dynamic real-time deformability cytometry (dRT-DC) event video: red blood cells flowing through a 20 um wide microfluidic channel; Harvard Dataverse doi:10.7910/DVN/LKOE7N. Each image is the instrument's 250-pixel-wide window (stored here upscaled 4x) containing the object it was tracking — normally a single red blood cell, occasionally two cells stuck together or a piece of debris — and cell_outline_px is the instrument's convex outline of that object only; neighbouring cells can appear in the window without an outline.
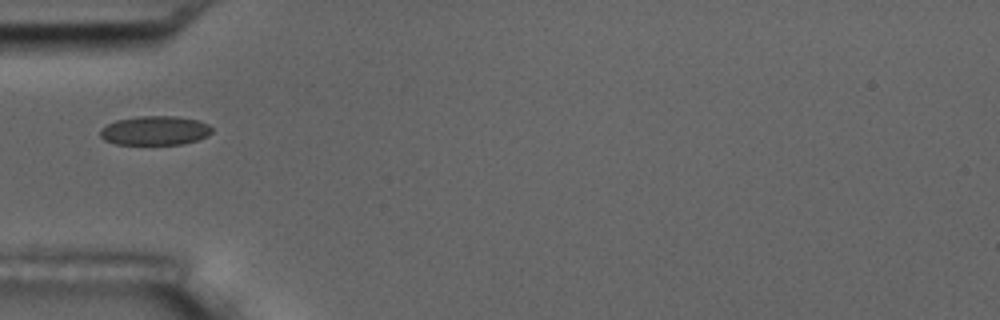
{"species": "common noctule bat (a hibernating species)", "species_latin": "Nyctalus noctula", "temperature_condition": "room temperature", "stored_images_in_passage": 6, "camera_frame_rate_fps": 3000, "um_per_image_px": 0.085, "animal": {"sex": "male", "body_mass_g": 17.5, "forearm_length_mm": 52.3}, "frame": {"image": 1, "passage_image": 1, "time_ms": 0.0, "image_size_px": [1000, 320], "cell_outline_px": [[212, 132], [208, 136], [196, 140], [180, 144], [116, 144], [104, 140], [100, 136], [100, 128], [116, 120], [140, 116], [176, 116], [196, 120], [208, 124], [212, 128]], "centroid_in_image_um": [13.16, 11.09], "position_along_channel_um": 71.8, "area_um2": 18.9}}
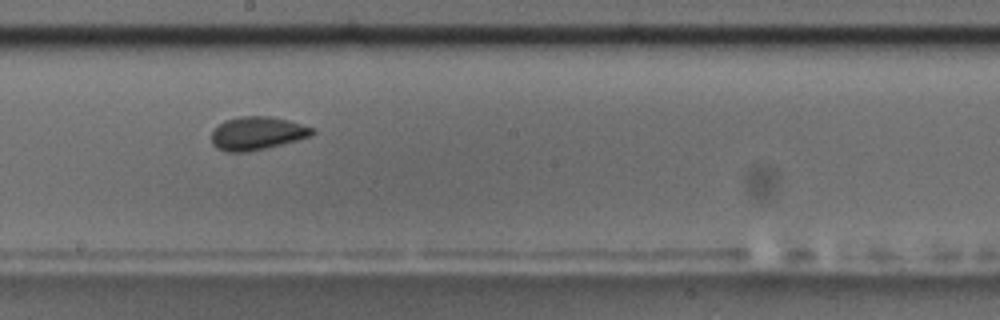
{"frame": {"image": 2, "passage_image": 5, "time_ms": 1.333, "image_size_px": [1000, 320], "cell_outline_px": [[316, 132], [312, 136], [248, 152], [228, 152], [216, 148], [212, 144], [212, 132], [224, 120], [240, 116], [268, 116], [288, 120], [312, 128]], "centroid_in_image_um": [21.83, 11.33], "position_along_channel_um": 226.4, "area_um2": 19.31}}
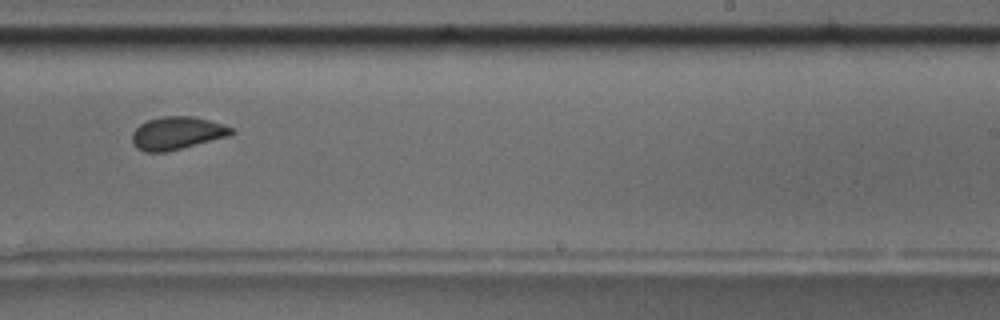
{"frame": {"image": 3, "passage_image": 6, "time_ms": 1.667, "image_size_px": [1000, 320], "cell_outline_px": [[236, 132], [228, 136], [168, 152], [144, 152], [136, 148], [132, 144], [132, 132], [140, 124], [148, 120], [160, 116], [192, 116], [208, 120], [232, 128]], "centroid_in_image_um": [15.0, 11.33], "position_along_channel_um": 274.0, "area_um2": 19.02}}